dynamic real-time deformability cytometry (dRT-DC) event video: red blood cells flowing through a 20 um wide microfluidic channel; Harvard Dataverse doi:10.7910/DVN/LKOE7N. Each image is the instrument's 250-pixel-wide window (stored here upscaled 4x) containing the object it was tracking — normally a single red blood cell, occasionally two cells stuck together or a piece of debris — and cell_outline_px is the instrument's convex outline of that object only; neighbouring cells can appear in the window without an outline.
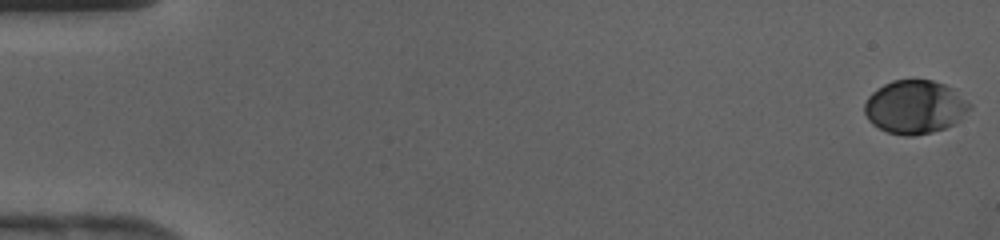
{"species": "human", "species_latin": "Homo sapiens", "temperature_condition": "cold", "stored_images_in_passage": 44, "camera_frame_rate_fps": 3000, "um_per_image_px": 0.085, "donor": {"sex": "female"}, "frame": {"image": 1, "passage_image": 1, "time_ms": 0.0, "image_size_px": [1000, 240], "cell_outline_px": [[972, 108], [956, 124], [932, 132], [912, 136], [904, 136], [888, 132], [872, 124], [868, 120], [864, 112], [864, 104], [868, 96], [876, 88], [892, 80], [932, 80], [944, 84], [952, 88], [972, 104]], "centroid_in_image_um": [77.78, 9.1], "position_along_channel_um": 7.2, "area_um2": 33.0}}
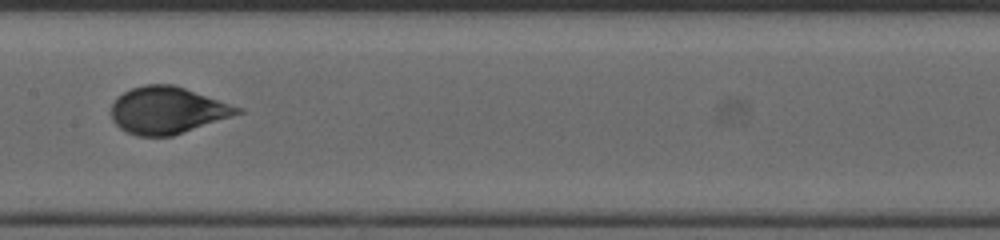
{"frame": {"image": 2, "passage_image": 23, "time_ms": 7.333, "image_size_px": [1000, 240], "cell_outline_px": [[244, 112], [172, 136], [136, 136], [120, 128], [112, 120], [112, 104], [124, 92], [132, 88], [144, 84], [172, 84], [244, 108]], "centroid_in_image_um": [14.24, 9.38], "position_along_channel_um": 193.2, "area_um2": 34.22}}
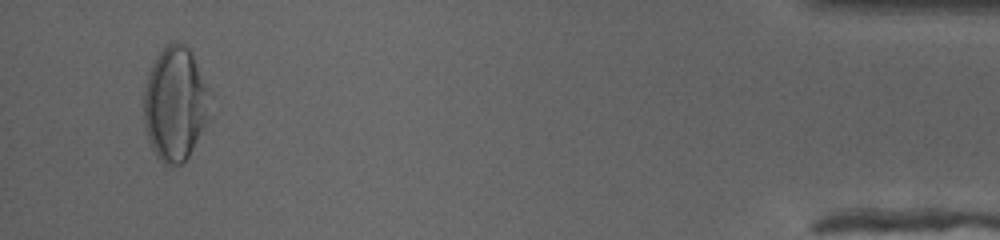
{"frame": {"image": 3, "passage_image": 42, "time_ms": 13.667, "image_size_px": [1000, 240], "cell_outline_px": [[212, 96], [204, 124], [188, 156], [180, 164], [164, 164], [156, 156], [148, 140], [144, 128], [144, 88], [152, 64], [160, 52], [172, 40], [176, 40], [192, 48]], "centroid_in_image_um": [14.89, 8.75], "position_along_channel_um": 420.3, "area_um2": 44.04}}